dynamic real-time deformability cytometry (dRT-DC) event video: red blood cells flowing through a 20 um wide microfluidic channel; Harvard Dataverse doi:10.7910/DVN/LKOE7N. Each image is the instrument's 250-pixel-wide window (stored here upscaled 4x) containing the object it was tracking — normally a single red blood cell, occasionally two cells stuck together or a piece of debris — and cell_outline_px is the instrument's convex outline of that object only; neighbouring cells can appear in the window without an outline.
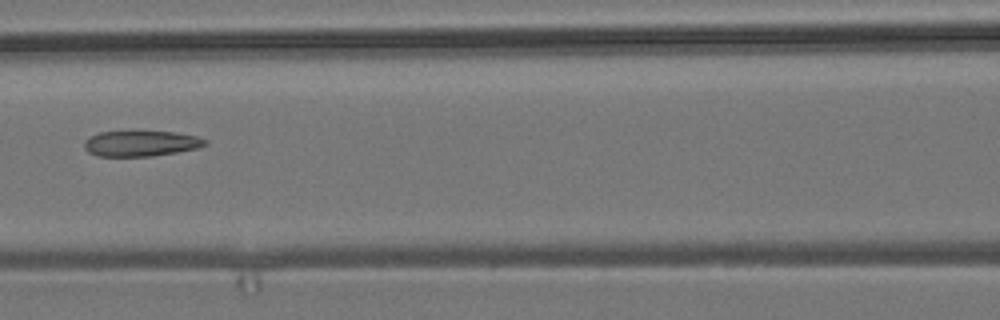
{"species": "common noctule bat (a hibernating species)", "species_latin": "Nyctalus noctula", "temperature_condition": "room temperature", "stored_images_in_passage": 7, "camera_frame_rate_fps": 3000, "um_per_image_px": 0.085, "animal": {"sex": "male", "body_mass_g": 19.2, "forearm_length_mm": 51.8}, "frame": {"image": 1, "passage_image": 7, "time_ms": 2.0, "image_size_px": [1000, 320], "cell_outline_px": [[208, 144], [196, 148], [176, 152], [152, 156], [96, 156], [88, 152], [84, 148], [84, 140], [100, 132], [176, 132], [196, 136], [208, 140]], "centroid_in_image_um": [11.98, 12.2], "position_along_channel_um": 154.6, "area_um2": 17.86}}